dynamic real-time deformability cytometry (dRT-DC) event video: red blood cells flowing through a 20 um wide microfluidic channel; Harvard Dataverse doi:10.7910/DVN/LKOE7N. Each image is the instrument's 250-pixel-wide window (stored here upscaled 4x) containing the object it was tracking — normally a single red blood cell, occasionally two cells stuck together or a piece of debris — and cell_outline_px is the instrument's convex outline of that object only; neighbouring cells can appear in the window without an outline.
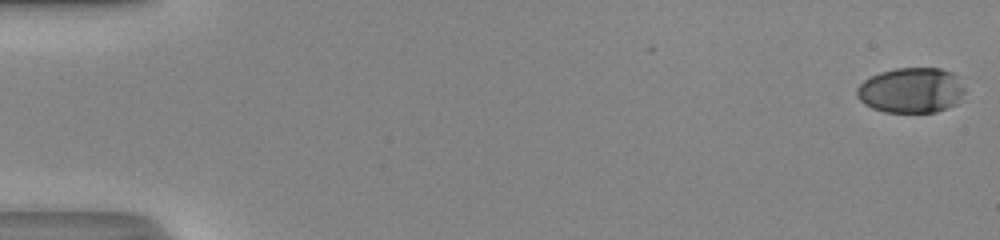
{"species": "human", "species_latin": "Homo sapiens", "temperature_condition": "room temperature", "stored_images_in_passage": 51, "camera_frame_rate_fps": 3000, "um_per_image_px": 0.085, "donor": {"sex": "male"}, "frame": {"image": 1, "passage_image": 1, "time_ms": 0.0, "image_size_px": [1000, 240], "cell_outline_px": [[964, 92], [956, 104], [948, 108], [936, 112], [884, 112], [872, 108], [864, 104], [856, 96], [856, 88], [864, 80], [880, 72], [896, 68], [940, 68], [952, 72], [956, 76], [964, 88]], "centroid_in_image_um": [77.43, 7.68], "position_along_channel_um": 7.6, "area_um2": 28.55}}
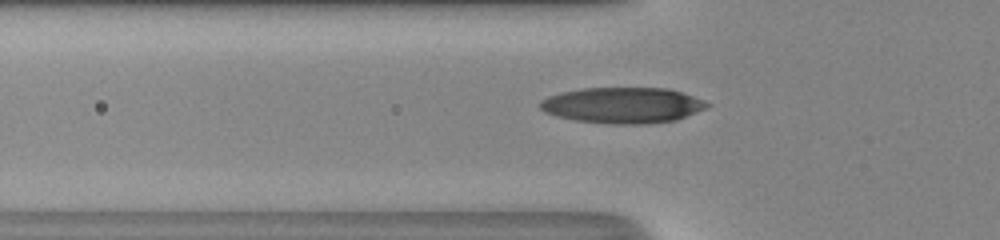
{"frame": {"image": 2, "passage_image": 19, "time_ms": 6.0, "image_size_px": [1000, 240], "cell_outline_px": [[712, 104], [696, 112], [676, 120], [648, 124], [608, 124], [576, 120], [556, 116], [544, 112], [540, 108], [540, 100], [548, 96], [560, 92], [580, 88], [668, 88], [704, 100]], "centroid_in_image_um": [52.9, 8.95], "position_along_channel_um": 72.9, "area_um2": 34.97}}
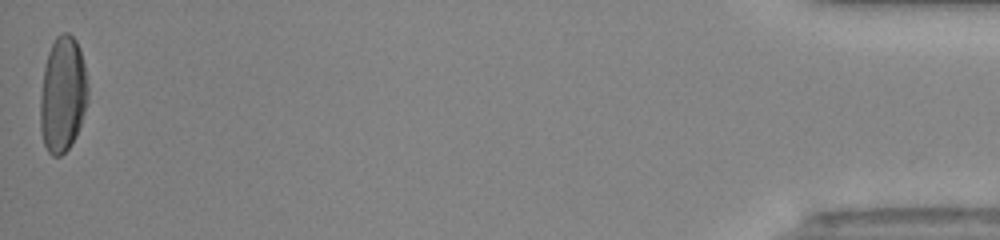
{"frame": {"image": 3, "passage_image": 51, "time_ms": 16.667, "image_size_px": [1000, 240], "cell_outline_px": [[88, 100], [76, 136], [72, 144], [60, 156], [52, 156], [48, 152], [44, 144], [40, 128], [40, 96], [44, 68], [48, 52], [56, 36], [64, 32], [68, 32], [76, 40], [80, 48], [84, 64], [88, 88]], "centroid_in_image_um": [5.33, 8.03], "position_along_channel_um": 429.9, "area_um2": 32.25}, "authors_computed_cell_mechanics": {"area_um2": 32.7148, "velocity_mm_per_s": 4.2415, "shape_relaxation_time_tau1_ms": 4.2704, "shape_relaxation_time_tau2_ms": 0.7273, "deformation_change_tau1": 0.2066, "deformation_change_tau2": 0.0557}}